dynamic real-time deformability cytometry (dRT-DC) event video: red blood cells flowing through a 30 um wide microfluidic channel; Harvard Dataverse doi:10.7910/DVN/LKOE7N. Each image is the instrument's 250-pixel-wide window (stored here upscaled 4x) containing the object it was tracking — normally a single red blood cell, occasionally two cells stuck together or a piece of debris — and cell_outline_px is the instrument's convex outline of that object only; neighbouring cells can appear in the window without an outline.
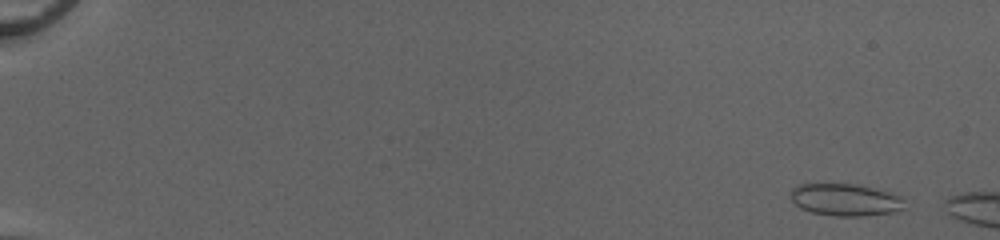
{"species": "common noctule bat (a hibernating species)", "species_latin": "Nyctalus noctula", "temperature_condition": "cold", "stored_images_in_passage": 9, "camera_frame_rate_fps": 3000, "um_per_image_px": 0.085, "animal": {"sex": "female", "body_mass_g": 20.0, "forearm_length_mm": 54.0}, "frame": {"image": 1, "passage_image": 4, "time_ms": 1.0, "image_size_px": [1000, 240], "cell_outline_px": [[904, 200], [900, 208], [892, 212], [860, 216], [836, 216], [812, 212], [800, 208], [792, 200], [792, 188], [800, 184], [856, 184], [888, 192], [900, 196]], "centroid_in_image_um": [71.81, 16.98], "position_along_channel_um": 13.2, "area_um2": 20.87}}